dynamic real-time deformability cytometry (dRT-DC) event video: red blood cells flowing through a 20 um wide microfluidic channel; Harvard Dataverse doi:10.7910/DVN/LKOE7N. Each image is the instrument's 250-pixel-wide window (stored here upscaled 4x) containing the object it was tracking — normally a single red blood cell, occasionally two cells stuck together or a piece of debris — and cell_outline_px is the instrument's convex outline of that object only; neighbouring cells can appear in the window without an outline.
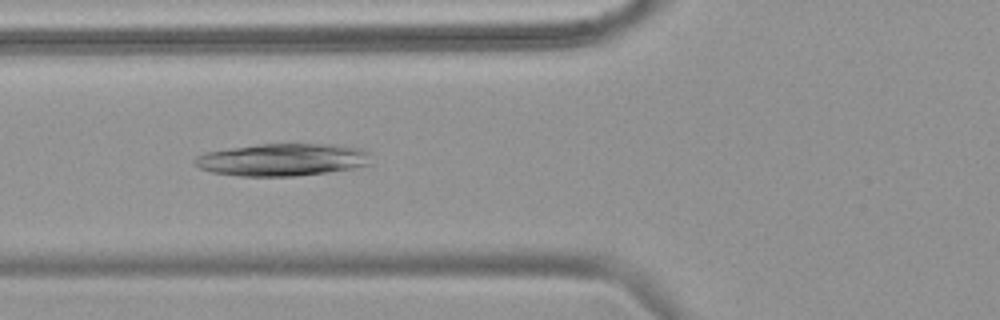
{"species": "common noctule bat (a hibernating species)", "species_latin": "Nyctalus noctula", "temperature_condition": "warm", "stored_images_in_passage": 53, "camera_frame_rate_fps": 3000, "um_per_image_px": 0.085, "animal": {"sex": "female", "body_mass_g": 18.4}, "frame": {"image": 1, "passage_image": 20, "time_ms": 6.333, "image_size_px": [1000, 320], "cell_outline_px": [[372, 164], [352, 168], [328, 172], [296, 176], [240, 176], [212, 172], [200, 168], [192, 164], [192, 160], [196, 156], [208, 152], [256, 144], [340, 144], [360, 148], [368, 152]], "centroid_in_image_um": [24.02, 13.57], "position_along_channel_um": 101.8, "area_um2": 33.47}}
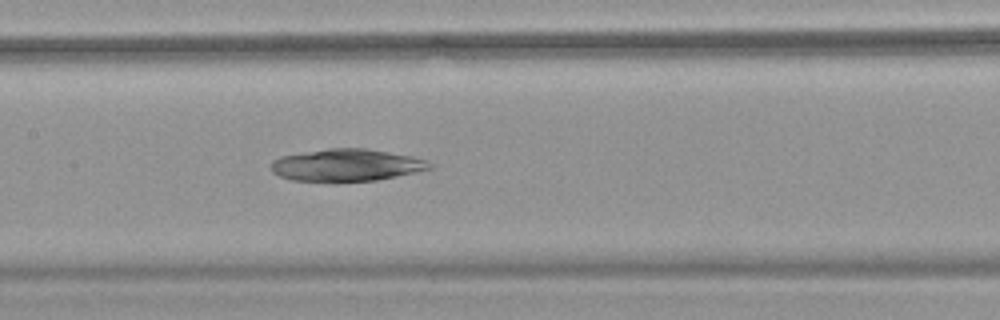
{"frame": {"image": 2, "passage_image": 26, "time_ms": 8.333, "image_size_px": [1000, 320], "cell_outline_px": [[432, 168], [416, 172], [376, 180], [292, 180], [280, 176], [272, 172], [272, 160], [280, 156], [328, 148], [364, 148], [412, 156], [428, 160], [432, 164]], "centroid_in_image_um": [29.47, 14.01], "position_along_channel_um": 177.9, "area_um2": 29.25}}
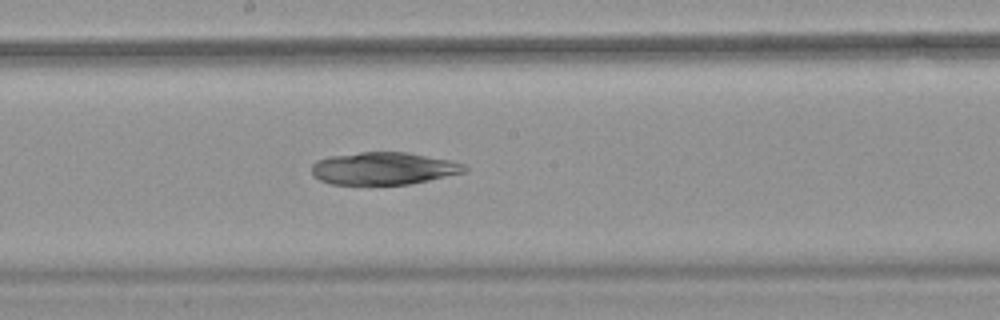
{"frame": {"image": 3, "passage_image": 29, "time_ms": 9.333, "image_size_px": [1000, 320], "cell_outline_px": [[468, 168], [464, 172], [428, 180], [408, 184], [332, 184], [320, 180], [312, 176], [312, 164], [316, 160], [328, 156], [360, 152], [408, 152], [448, 160], [464, 164]], "centroid_in_image_um": [32.55, 14.31], "position_along_channel_um": 215.7, "area_um2": 28.78}}